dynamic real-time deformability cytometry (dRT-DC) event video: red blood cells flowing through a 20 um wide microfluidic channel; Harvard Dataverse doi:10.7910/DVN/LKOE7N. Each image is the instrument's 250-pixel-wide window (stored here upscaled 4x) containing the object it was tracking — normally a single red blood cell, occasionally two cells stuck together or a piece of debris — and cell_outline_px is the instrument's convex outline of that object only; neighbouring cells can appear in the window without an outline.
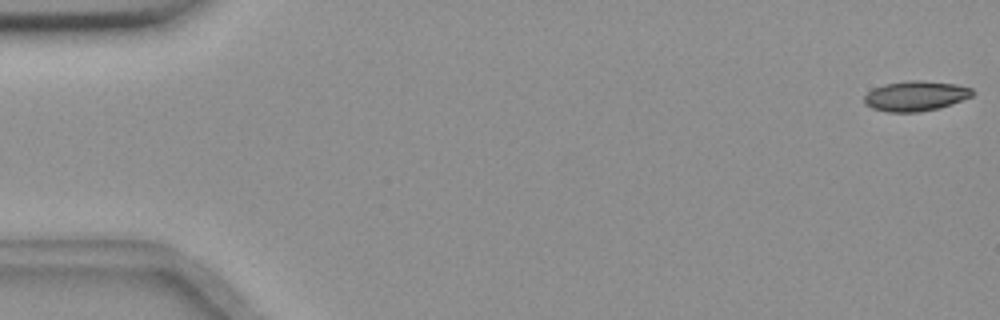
{"species": "common noctule bat (a hibernating species)", "species_latin": "Nyctalus noctula", "temperature_condition": "room temperature", "stored_images_in_passage": 8, "camera_frame_rate_fps": 3000, "um_per_image_px": 0.085, "animal": {"sex": "female", "body_mass_g": 18.4}, "frame": {"image": 1, "passage_image": 1, "time_ms": 0.0, "image_size_px": [1000, 320], "cell_outline_px": [[976, 92], [972, 96], [952, 104], [940, 108], [920, 112], [888, 112], [872, 108], [864, 104], [864, 96], [872, 88], [884, 84], [908, 80], [920, 80], [956, 84], [972, 88]], "centroid_in_image_um": [77.83, 8.16], "position_along_channel_um": 7.2, "area_um2": 19.19}}